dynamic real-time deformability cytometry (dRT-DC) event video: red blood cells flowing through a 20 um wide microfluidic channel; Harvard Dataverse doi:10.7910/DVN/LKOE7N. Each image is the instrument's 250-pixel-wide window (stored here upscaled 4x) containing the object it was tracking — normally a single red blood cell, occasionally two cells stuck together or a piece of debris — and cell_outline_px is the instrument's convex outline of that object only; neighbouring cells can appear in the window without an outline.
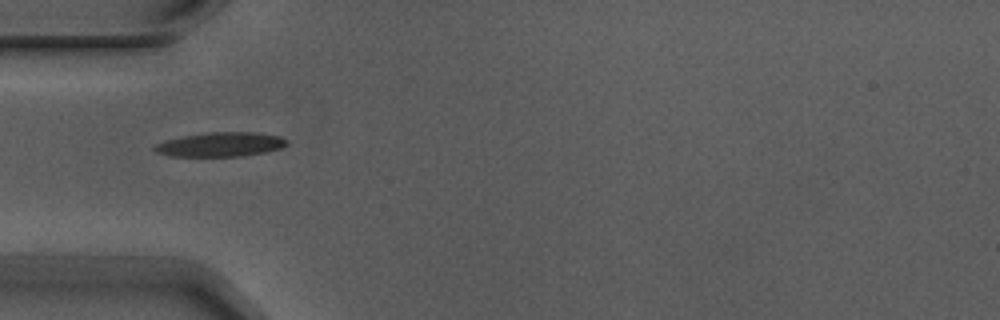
{"species": "Egyptian fruit bat (a non-hibernating species)", "species_latin": "Rousettus aegyptiacus", "temperature_condition": "warm", "stored_images_in_passage": 6, "camera_frame_rate_fps": 3000, "um_per_image_px": 0.085, "animal": {"sex": "male"}, "frame": {"image": 1, "passage_image": 4, "time_ms": 1.0, "image_size_px": [1000, 320], "cell_outline_px": [[288, 144], [280, 148], [264, 152], [244, 156], [168, 156], [156, 152], [152, 148], [156, 144], [164, 140], [184, 136], [212, 132], [252, 132], [280, 136], [288, 140]], "centroid_in_image_um": [18.73, 12.28], "position_along_channel_um": 66.3, "area_um2": 18.67}}
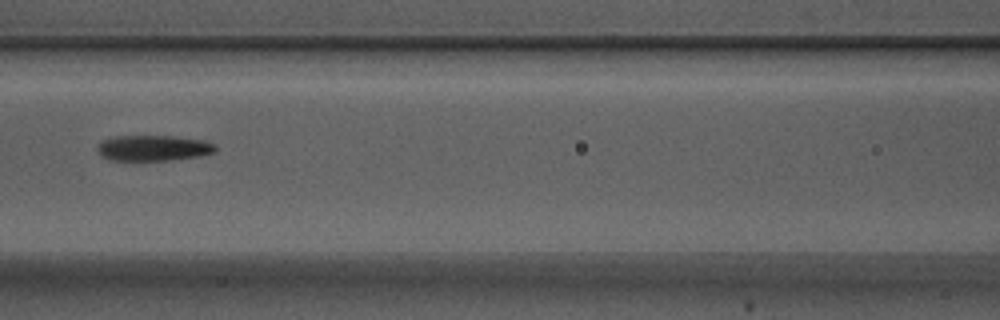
{"frame": {"image": 2, "passage_image": 6, "time_ms": 1.667, "image_size_px": [1000, 320], "cell_outline_px": [[216, 152], [200, 156], [168, 160], [112, 160], [104, 156], [100, 152], [100, 140], [116, 136], [172, 136], [204, 140], [216, 144]], "centroid_in_image_um": [13.11, 12.57], "position_along_channel_um": 153.5, "area_um2": 17.46}}